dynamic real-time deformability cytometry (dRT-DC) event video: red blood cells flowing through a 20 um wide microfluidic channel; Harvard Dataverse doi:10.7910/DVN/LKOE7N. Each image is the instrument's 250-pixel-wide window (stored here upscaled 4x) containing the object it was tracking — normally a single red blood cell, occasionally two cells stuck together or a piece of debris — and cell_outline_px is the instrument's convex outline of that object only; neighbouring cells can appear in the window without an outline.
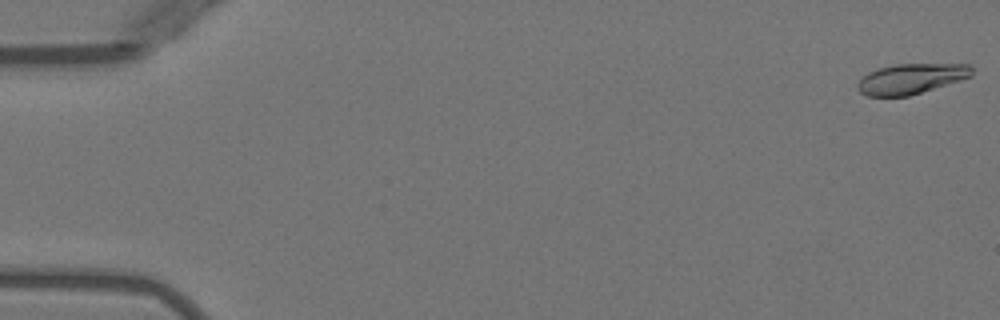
{"species": "Egyptian fruit bat (a non-hibernating species)", "species_latin": "Rousettus aegyptiacus", "temperature_condition": "warm", "stored_images_in_passage": 51, "camera_frame_rate_fps": 3000, "um_per_image_px": 0.085, "animal": {"sex": "female"}, "frame": {"image": 1, "passage_image": 1, "time_ms": 0.0, "image_size_px": [1000, 320], "cell_outline_px": [[972, 76], [960, 80], [908, 96], [868, 96], [860, 92], [856, 88], [856, 84], [868, 72], [880, 68], [896, 64], [972, 64]], "centroid_in_image_um": [77.43, 6.69], "position_along_channel_um": 7.6, "area_um2": 20.0}}
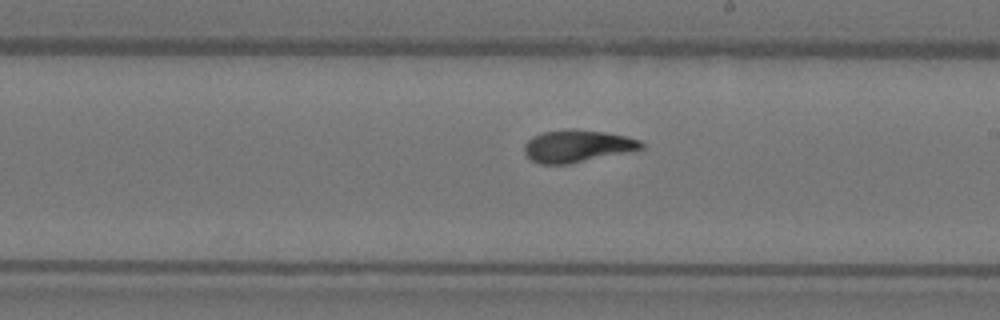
{"frame": {"image": 2, "passage_image": 30, "time_ms": 9.667, "image_size_px": [1000, 320], "cell_outline_px": [[644, 148], [568, 164], [540, 164], [532, 160], [524, 152], [524, 144], [532, 136], [544, 132], [568, 128], [576, 128], [604, 132], [624, 136], [640, 140], [644, 144]], "centroid_in_image_um": [49.03, 12.4], "position_along_channel_um": 240.0, "area_um2": 21.85}}
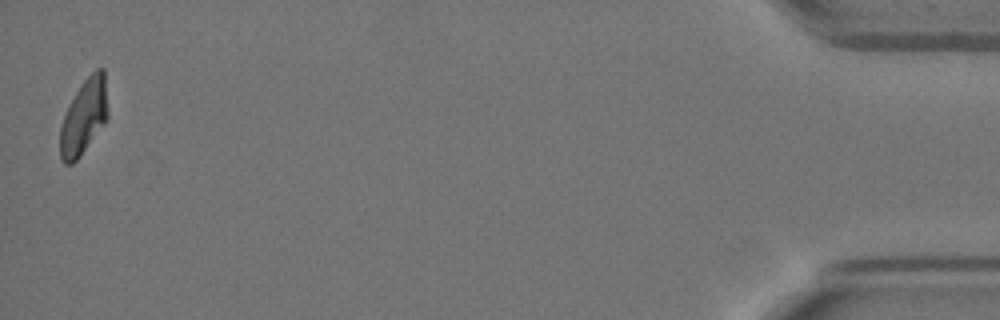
{"frame": {"image": 3, "passage_image": 51, "time_ms": 16.667, "image_size_px": [1000, 320], "cell_outline_px": [[108, 120], [80, 156], [72, 164], [64, 164], [60, 160], [60, 128], [68, 104], [80, 84], [96, 68], [104, 68], [108, 112]], "centroid_in_image_um": [7.13, 9.93], "position_along_channel_um": 428.1, "area_um2": 21.15}, "authors_computed_cell_mechanics": {"area_um2": 21.5016, "velocity_mm_per_s": 3.9712, "shape_relaxation_time_tau1_ms": 5.4459, "shape_relaxation_time_tau2_ms": 1.5121, "deformation_change_tau1": 0.2049, "deformation_change_tau2": 0.0672}}